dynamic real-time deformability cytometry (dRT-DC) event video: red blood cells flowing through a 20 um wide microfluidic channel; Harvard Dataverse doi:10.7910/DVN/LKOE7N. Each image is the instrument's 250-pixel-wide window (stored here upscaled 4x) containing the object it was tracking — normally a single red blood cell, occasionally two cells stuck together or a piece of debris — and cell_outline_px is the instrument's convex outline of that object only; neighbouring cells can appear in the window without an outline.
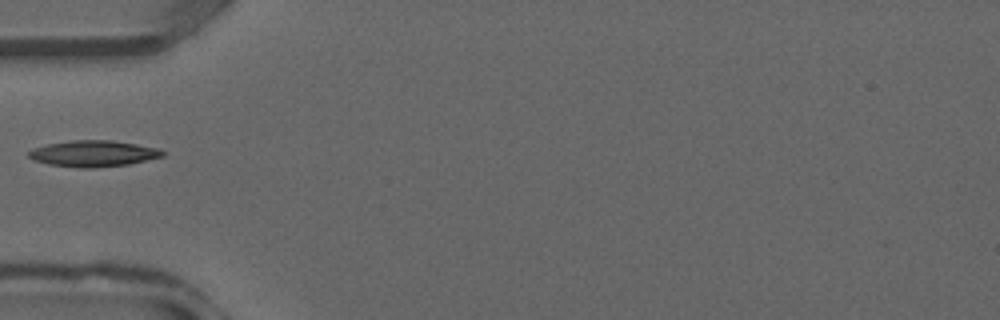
{"species": "common noctule bat (a hibernating species)", "species_latin": "Nyctalus noctula", "temperature_condition": "warm", "stored_images_in_passage": 21, "camera_frame_rate_fps": 3000, "um_per_image_px": 0.085, "animal": {"sex": "male", "forearm_length_mm": 52.5}, "frame": {"image": 1, "passage_image": 1, "time_ms": 0.0, "image_size_px": [1000, 320], "cell_outline_px": [[164, 156], [128, 164], [96, 168], [80, 168], [48, 164], [36, 160], [28, 156], [28, 152], [32, 148], [48, 144], [72, 140], [112, 140], [160, 148], [164, 152]], "centroid_in_image_um": [7.95, 13.05], "position_along_channel_um": 77.1, "area_um2": 20.4}}
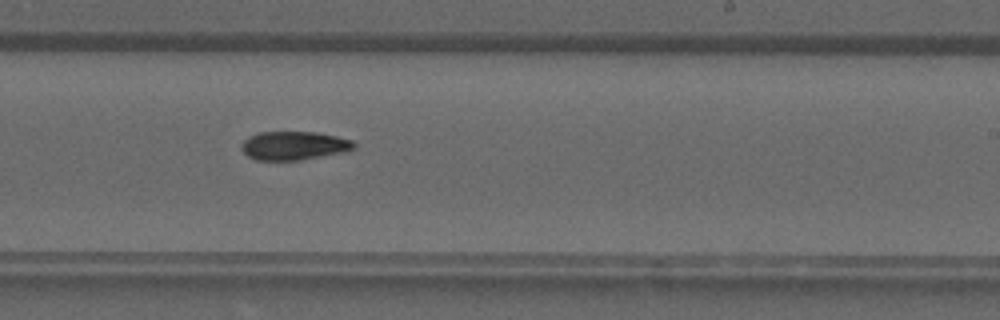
{"frame": {"image": 2, "passage_image": 11, "time_ms": 3.333, "image_size_px": [1000, 320], "cell_outline_px": [[356, 148], [348, 152], [300, 160], [256, 160], [248, 156], [244, 152], [244, 140], [248, 136], [260, 132], [316, 132], [336, 136], [352, 140], [356, 144]], "centroid_in_image_um": [25.06, 12.38], "position_along_channel_um": 263.9, "area_um2": 18.79}}
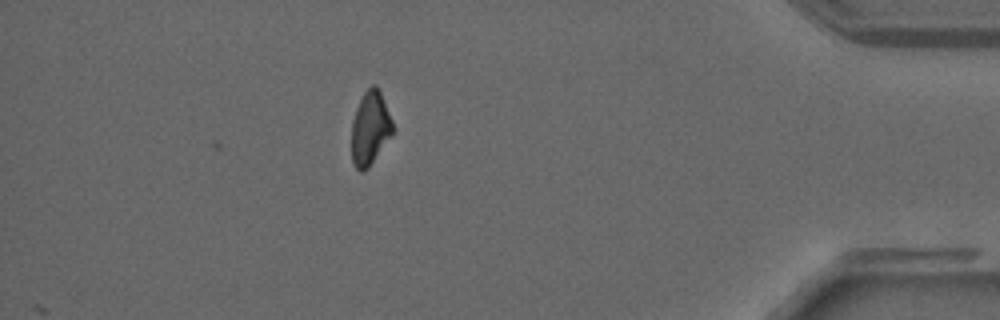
{"frame": {"image": 3, "passage_image": 21, "time_ms": 6.667, "image_size_px": [1000, 320], "cell_outline_px": [[392, 132], [368, 168], [364, 172], [360, 172], [356, 168], [352, 160], [352, 120], [356, 108], [364, 92], [372, 84], [376, 84], [380, 92], [392, 120]], "centroid_in_image_um": [31.43, 10.89], "position_along_channel_um": 403.8, "area_um2": 17.22}}